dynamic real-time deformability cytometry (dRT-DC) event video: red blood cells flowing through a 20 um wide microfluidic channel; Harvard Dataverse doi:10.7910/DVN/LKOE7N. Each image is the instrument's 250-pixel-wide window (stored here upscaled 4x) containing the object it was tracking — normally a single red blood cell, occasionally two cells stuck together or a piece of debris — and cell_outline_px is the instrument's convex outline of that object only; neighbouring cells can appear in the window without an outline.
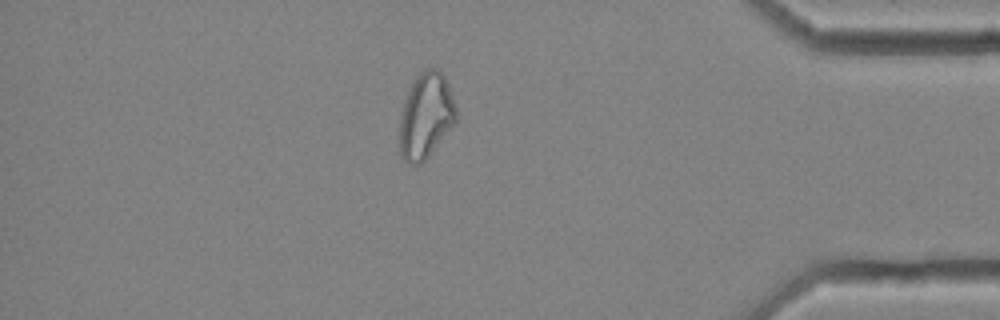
{"species": "common noctule bat (a hibernating species)", "species_latin": "Nyctalus noctula", "temperature_condition": "cold", "stored_images_in_passage": 58, "camera_frame_rate_fps": 3000, "um_per_image_px": 0.085, "animal": {"sex": "female", "body_mass_g": 25.1}, "frame": {"image": 1, "passage_image": 50, "time_ms": 16.333, "image_size_px": [1000, 320], "cell_outline_px": [[456, 120], [428, 156], [420, 164], [408, 164], [400, 156], [400, 120], [404, 104], [408, 92], [416, 76], [420, 72], [428, 68], [436, 68], [444, 76], [448, 84], [456, 108]], "centroid_in_image_um": [36.19, 9.85], "position_along_channel_um": 399.0, "area_um2": 27.57}, "authors_computed_cell_mechanics": {"area_um2": 27.5128, "velocity_mm_per_s": 3.5307, "shape_relaxation_time_tau1_ms": null, "shape_relaxation_time_tau2_ms": 2.4925, "deformation_change_tau1": null, "deformation_change_tau2": 0.0991}}